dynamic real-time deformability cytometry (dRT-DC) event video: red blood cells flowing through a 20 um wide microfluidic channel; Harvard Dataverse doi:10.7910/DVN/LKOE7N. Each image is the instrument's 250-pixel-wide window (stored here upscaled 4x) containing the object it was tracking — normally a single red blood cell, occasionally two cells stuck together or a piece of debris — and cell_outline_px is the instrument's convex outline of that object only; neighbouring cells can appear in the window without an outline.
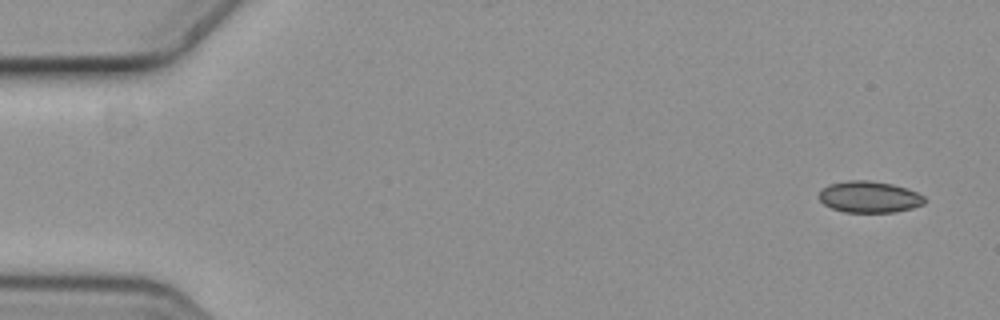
{"species": "common noctule bat (a hibernating species)", "species_latin": "Nyctalus noctula", "temperature_condition": "cold", "stored_images_in_passage": 5, "camera_frame_rate_fps": 3000, "um_per_image_px": 0.085, "animal": {"sex": "female", "body_mass_g": 19.3, "forearm_length_mm": 54.1}, "frame": {"image": 1, "passage_image": 1, "time_ms": 0.0, "image_size_px": [1000, 320], "cell_outline_px": [[924, 204], [912, 208], [896, 212], [844, 212], [832, 208], [824, 204], [820, 200], [820, 192], [828, 184], [848, 180], [868, 180], [892, 184], [916, 192], [924, 196]], "centroid_in_image_um": [73.88, 16.74], "position_along_channel_um": 11.1, "area_um2": 19.19}}
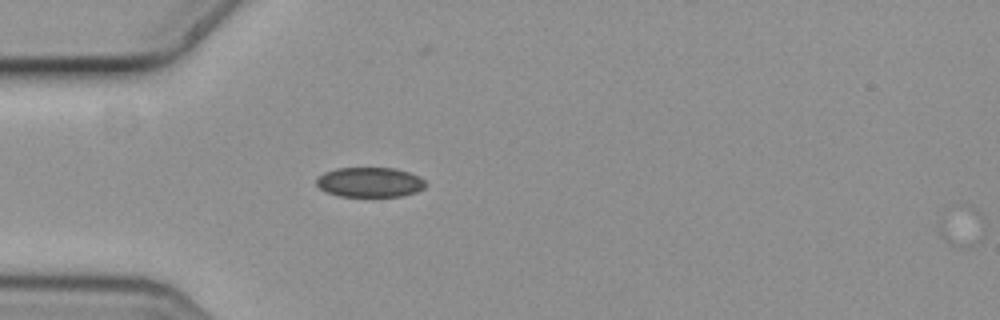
{"frame": {"image": 2, "passage_image": 4, "time_ms": 1.0, "image_size_px": [1000, 320], "cell_outline_px": [[424, 188], [416, 192], [404, 196], [340, 196], [328, 192], [320, 188], [316, 184], [316, 180], [324, 172], [336, 168], [396, 168], [408, 172], [424, 180]], "centroid_in_image_um": [31.42, 15.48], "position_along_channel_um": 53.6, "area_um2": 18.79}}